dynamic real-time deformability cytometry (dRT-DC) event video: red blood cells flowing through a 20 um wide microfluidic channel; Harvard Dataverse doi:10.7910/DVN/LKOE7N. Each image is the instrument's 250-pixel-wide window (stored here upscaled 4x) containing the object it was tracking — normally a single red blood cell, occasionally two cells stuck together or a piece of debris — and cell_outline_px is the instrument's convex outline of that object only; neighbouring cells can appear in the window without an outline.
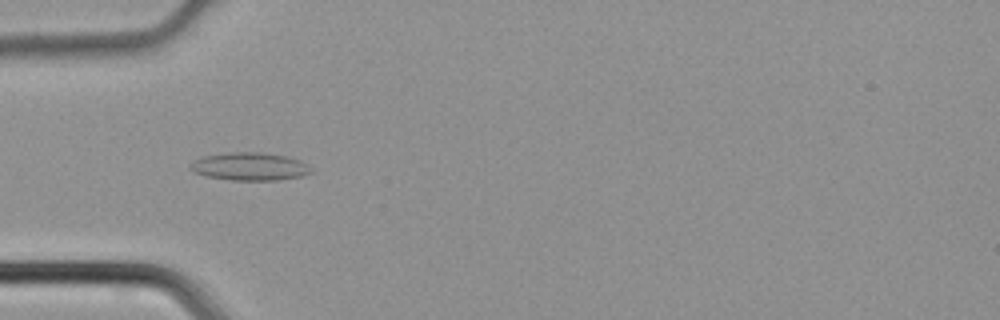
{"species": "common noctule bat (a hibernating species)", "species_latin": "Nyctalus noctula", "temperature_condition": "cold", "stored_images_in_passage": 38, "camera_frame_rate_fps": 3000, "um_per_image_px": 0.085, "animal": {"sex": "male", "body_mass_g": 21.5, "forearm_length_mm": 52.0}, "frame": {"image": 1, "passage_image": 7, "time_ms": 2.0, "image_size_px": [1000, 320], "cell_outline_px": [[312, 172], [304, 176], [276, 180], [232, 180], [204, 176], [196, 172], [192, 168], [192, 164], [196, 160], [204, 156], [228, 152], [260, 152], [284, 156], [300, 160], [308, 164]], "centroid_in_image_um": [21.28, 14.15], "position_along_channel_um": 63.7, "area_um2": 19.42}}
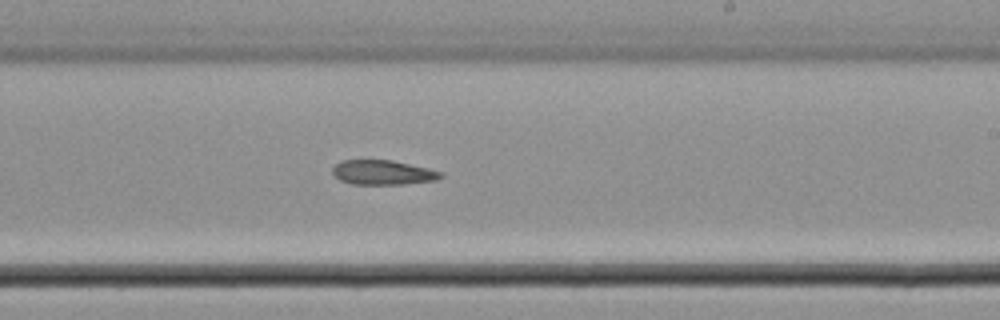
{"frame": {"image": 2, "passage_image": 20, "time_ms": 6.333, "image_size_px": [1000, 320], "cell_outline_px": [[444, 176], [436, 180], [404, 184], [352, 184], [340, 180], [332, 172], [332, 168], [340, 160], [392, 160], [428, 168], [444, 172]], "centroid_in_image_um": [32.56, 14.66], "position_along_channel_um": 256.4, "area_um2": 15.55}}
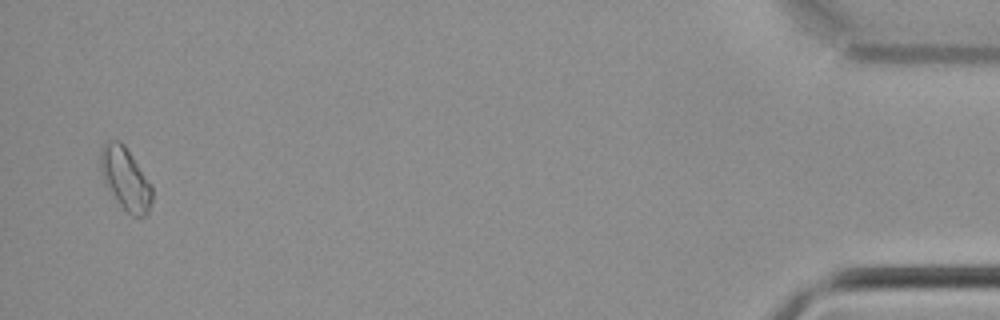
{"frame": {"image": 3, "passage_image": 37, "time_ms": 12.0, "image_size_px": [1000, 320], "cell_outline_px": [[152, 204], [148, 212], [144, 216], [132, 216], [120, 204], [104, 180], [100, 172], [100, 152], [104, 140], [120, 140], [124, 144], [152, 184]], "centroid_in_image_um": [10.67, 15.14], "position_along_channel_um": 424.5, "area_um2": 18.73}}